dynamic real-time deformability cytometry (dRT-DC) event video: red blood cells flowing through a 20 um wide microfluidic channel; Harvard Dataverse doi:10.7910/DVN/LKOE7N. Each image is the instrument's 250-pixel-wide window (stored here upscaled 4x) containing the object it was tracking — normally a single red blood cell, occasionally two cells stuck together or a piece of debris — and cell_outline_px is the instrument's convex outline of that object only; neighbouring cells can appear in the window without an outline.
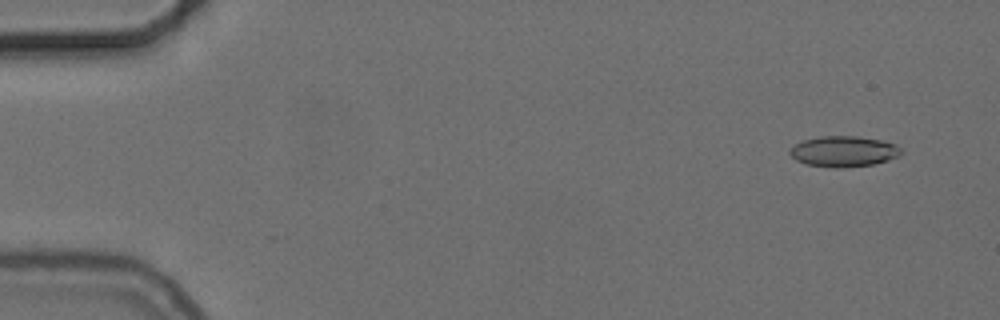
{"species": "common noctule bat (a hibernating species)", "species_latin": "Nyctalus noctula", "temperature_condition": "cold", "stored_images_in_passage": 15, "camera_frame_rate_fps": 3000, "um_per_image_px": 0.085, "animal": {"sex": "female", "body_mass_g": 24.6, "forearm_length_mm": 56.2}, "frame": {"image": 1, "passage_image": 4, "time_ms": 1.0, "image_size_px": [1000, 320], "cell_outline_px": [[900, 156], [888, 160], [872, 164], [840, 168], [832, 168], [804, 164], [796, 160], [788, 152], [796, 144], [804, 140], [820, 136], [860, 136], [880, 140], [896, 144], [900, 148]], "centroid_in_image_um": [71.7, 12.87], "position_along_channel_um": 13.3, "area_um2": 19.88}}
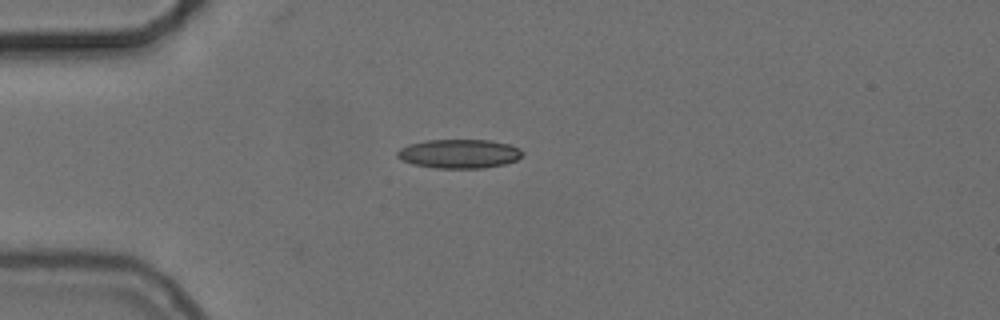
{"frame": {"image": 2, "passage_image": 15, "time_ms": 4.667, "image_size_px": [1000, 320], "cell_outline_px": [[524, 152], [516, 160], [504, 164], [480, 168], [436, 168], [412, 164], [400, 160], [396, 156], [396, 152], [400, 148], [408, 144], [424, 140], [488, 140], [508, 144], [520, 148]], "centroid_in_image_um": [38.98, 13.06], "position_along_channel_um": 46.0, "area_um2": 21.21}}